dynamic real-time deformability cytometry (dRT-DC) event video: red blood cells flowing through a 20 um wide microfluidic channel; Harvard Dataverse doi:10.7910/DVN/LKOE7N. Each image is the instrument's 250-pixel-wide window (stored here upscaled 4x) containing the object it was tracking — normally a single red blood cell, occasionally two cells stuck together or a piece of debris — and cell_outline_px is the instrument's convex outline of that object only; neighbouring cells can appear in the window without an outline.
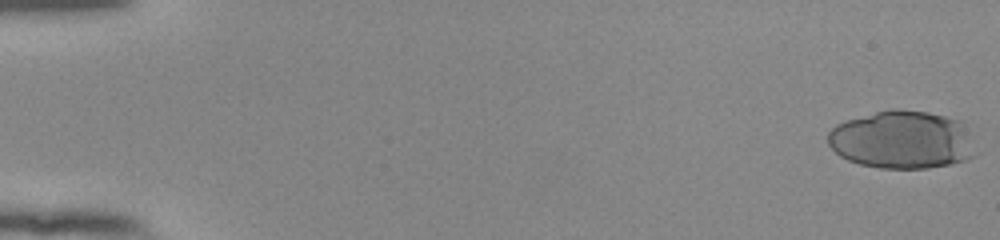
{"species": "human", "species_latin": "Homo sapiens", "temperature_condition": "room temperature", "stored_images_in_passage": 43, "camera_frame_rate_fps": 3000, "um_per_image_px": 0.085, "donor": {"sex": "female"}, "frame": {"image": 1, "passage_image": 1, "time_ms": 0.0, "image_size_px": [1000, 240], "cell_outline_px": [[980, 152], [976, 156], [968, 160], [928, 168], [880, 168], [860, 164], [848, 160], [840, 156], [828, 144], [828, 132], [836, 124], [844, 120], [892, 108], [896, 108], [928, 112], [960, 120]], "centroid_in_image_um": [76.71, 11.88], "position_along_channel_um": 8.3, "area_um2": 50.4}}
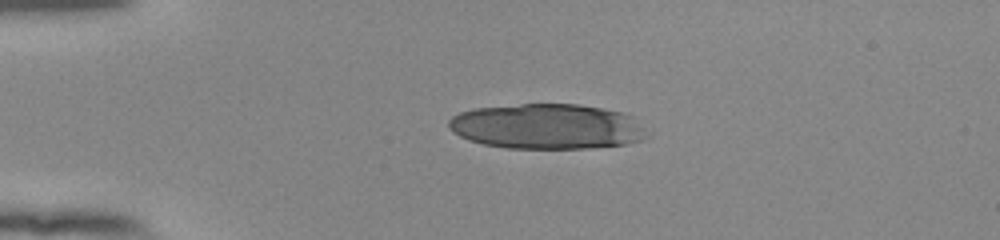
{"frame": {"image": 2, "passage_image": 14, "time_ms": 4.333, "image_size_px": [1000, 240], "cell_outline_px": [[648, 136], [644, 140], [624, 144], [588, 148], [508, 148], [484, 144], [468, 140], [452, 132], [448, 128], [448, 120], [452, 116], [460, 112], [476, 108], [520, 104], [576, 104], [624, 112], [632, 116], [644, 128]], "centroid_in_image_um": [46.49, 10.75], "position_along_channel_um": 38.5, "area_um2": 52.31}}
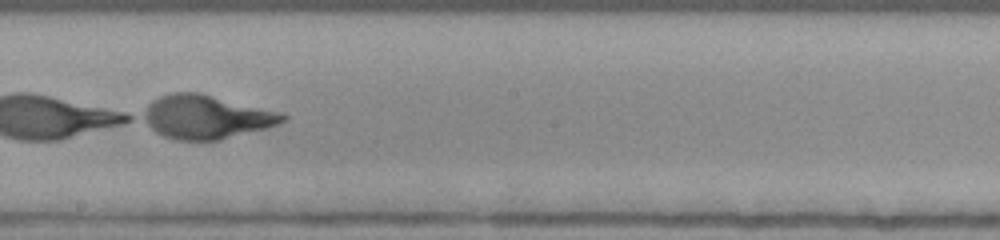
{"frame": {"image": 3, "passage_image": 33, "time_ms": 10.667, "image_size_px": [1000, 240], "cell_outline_px": [[288, 120], [268, 128], [220, 140], [176, 140], [164, 136], [156, 132], [140, 120], [140, 116], [148, 104], [152, 100], [160, 96], [172, 92], [200, 92], [280, 112], [288, 116]], "centroid_in_image_um": [17.51, 9.94], "position_along_channel_um": 230.7, "area_um2": 35.89}}